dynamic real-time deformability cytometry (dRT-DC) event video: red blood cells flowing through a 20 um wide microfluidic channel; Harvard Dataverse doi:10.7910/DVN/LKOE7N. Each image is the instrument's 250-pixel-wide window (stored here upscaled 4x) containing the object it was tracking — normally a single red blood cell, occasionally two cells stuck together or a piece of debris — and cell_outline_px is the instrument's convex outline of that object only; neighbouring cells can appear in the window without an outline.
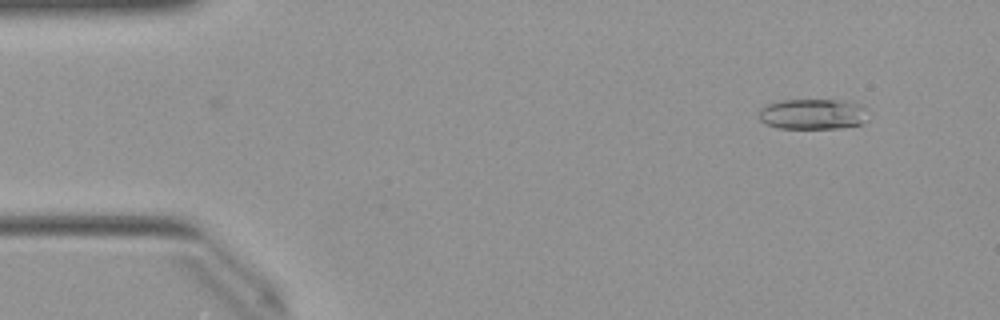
{"species": "Egyptian fruit bat (a non-hibernating species)", "species_latin": "Rousettus aegyptiacus", "temperature_condition": "warm", "stored_images_in_passage": 49, "camera_frame_rate_fps": 3000, "um_per_image_px": 0.085, "animal": {"sex": "female"}, "frame": {"image": 1, "passage_image": 4, "time_ms": 1.0, "image_size_px": [1000, 320], "cell_outline_px": [[868, 108], [864, 124], [840, 128], [776, 128], [764, 124], [760, 120], [756, 112], [764, 104], [780, 100], [840, 100], [860, 104]], "centroid_in_image_um": [69.04, 9.7], "position_along_channel_um": 16.0, "area_um2": 19.94}}
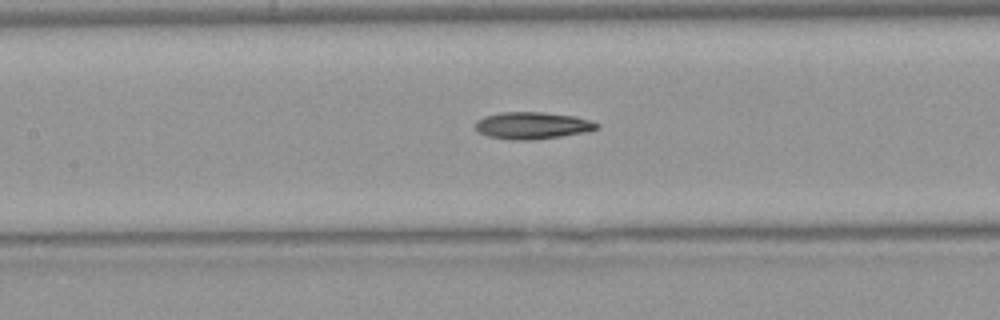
{"frame": {"image": 2, "passage_image": 22, "time_ms": 7.0, "image_size_px": [1000, 320], "cell_outline_px": [[600, 128], [588, 132], [536, 140], [508, 140], [488, 136], [480, 132], [476, 128], [476, 120], [484, 116], [500, 112], [544, 112], [576, 116], [592, 120], [600, 124]], "centroid_in_image_um": [45.31, 10.67], "position_along_channel_um": 162.1, "area_um2": 19.48}}
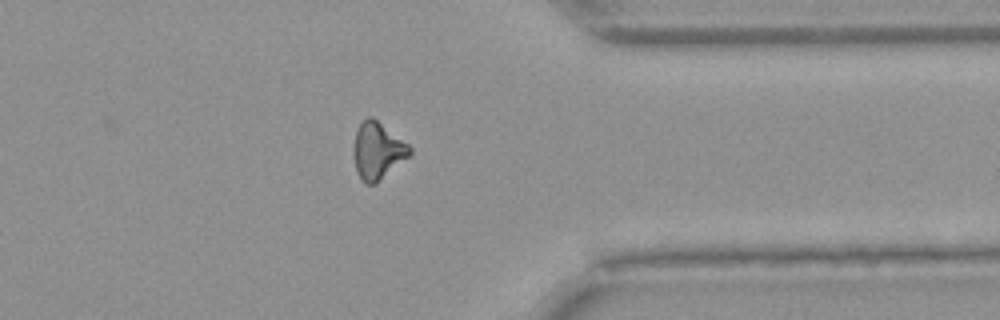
{"frame": {"image": 3, "passage_image": 39, "time_ms": 12.667, "image_size_px": [1000, 320], "cell_outline_px": [[412, 152], [408, 156], [376, 184], [368, 184], [356, 172], [352, 152], [352, 148], [356, 132], [360, 124], [368, 116], [372, 116], [408, 144], [412, 148]], "centroid_in_image_um": [32.07, 12.81], "position_along_channel_um": 379.3, "area_um2": 18.44}}